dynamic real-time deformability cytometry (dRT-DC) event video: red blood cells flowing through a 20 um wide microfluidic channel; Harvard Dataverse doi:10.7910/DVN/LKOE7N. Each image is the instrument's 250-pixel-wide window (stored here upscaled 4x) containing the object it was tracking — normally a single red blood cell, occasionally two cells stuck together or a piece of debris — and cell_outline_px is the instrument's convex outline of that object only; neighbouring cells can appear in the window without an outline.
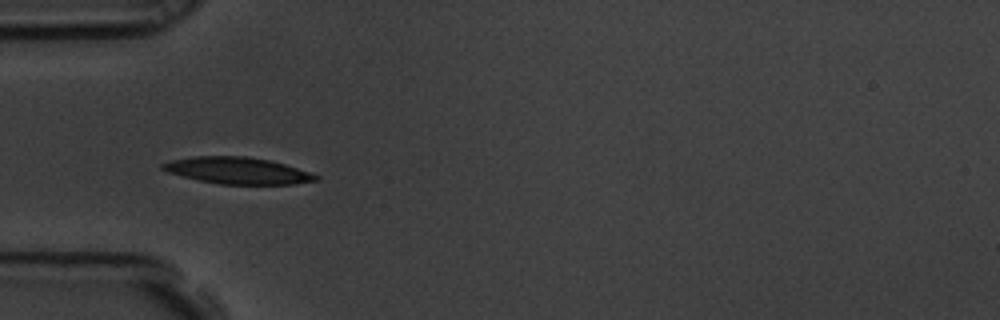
{"species": "common noctule bat (a hibernating species)", "species_latin": "Nyctalus noctula", "temperature_condition": "room temperature", "stored_images_in_passage": 41, "camera_frame_rate_fps": 3000, "um_per_image_px": 0.085, "animal": {"sex": "male", "body_mass_g": 19.5, "forearm_length_mm": 54.6}, "frame": {"image": 1, "passage_image": 1, "time_ms": 0.0, "image_size_px": [1000, 320], "cell_outline_px": [[320, 180], [296, 184], [220, 184], [196, 180], [168, 172], [160, 168], [160, 164], [172, 160], [192, 156], [248, 156], [268, 160], [284, 164], [320, 176]], "centroid_in_image_um": [20.17, 14.5], "position_along_channel_um": 64.8, "area_um2": 23.81}}
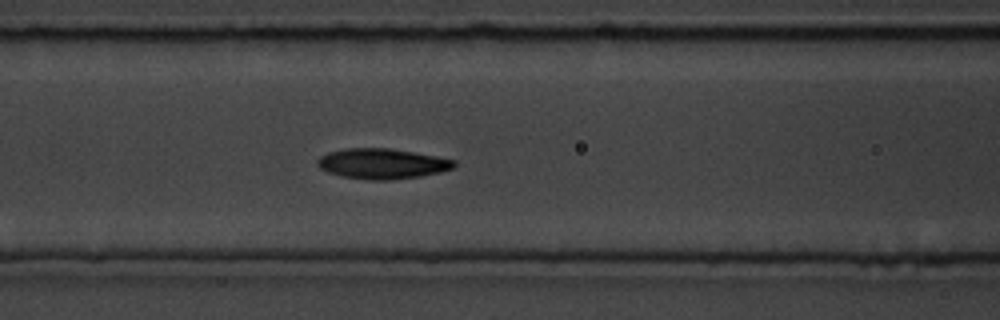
{"frame": {"image": 2, "passage_image": 7, "time_ms": 2.0, "image_size_px": [1000, 320], "cell_outline_px": [[456, 168], [440, 172], [420, 176], [392, 180], [368, 180], [340, 176], [328, 172], [320, 168], [316, 164], [316, 160], [320, 156], [328, 152], [348, 148], [388, 148], [436, 156], [456, 160]], "centroid_in_image_um": [32.48, 13.92], "position_along_channel_um": 134.1, "area_um2": 24.28}}
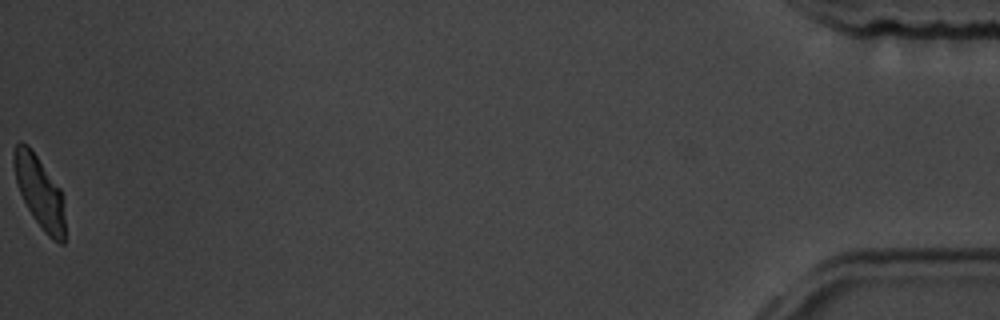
{"frame": {"image": 3, "passage_image": 41, "time_ms": 13.333, "image_size_px": [1000, 320], "cell_outline_px": [[64, 244], [60, 244], [52, 240], [44, 232], [28, 208], [20, 192], [16, 180], [12, 164], [12, 152], [16, 144], [20, 140], [28, 144], [60, 188], [64, 216]], "centroid_in_image_um": [3.33, 16.28], "position_along_channel_um": 431.9, "area_um2": 21.21}, "authors_computed_cell_mechanics": {"area_um2": 23.8136, "velocity_mm_per_s": 3.5141, "shape_relaxation_time_tau1_ms": 2.7632, "shape_relaxation_time_tau2_ms": 3.7687, "deformation_change_tau1": 0.1337, "deformation_change_tau2": 0.098}}